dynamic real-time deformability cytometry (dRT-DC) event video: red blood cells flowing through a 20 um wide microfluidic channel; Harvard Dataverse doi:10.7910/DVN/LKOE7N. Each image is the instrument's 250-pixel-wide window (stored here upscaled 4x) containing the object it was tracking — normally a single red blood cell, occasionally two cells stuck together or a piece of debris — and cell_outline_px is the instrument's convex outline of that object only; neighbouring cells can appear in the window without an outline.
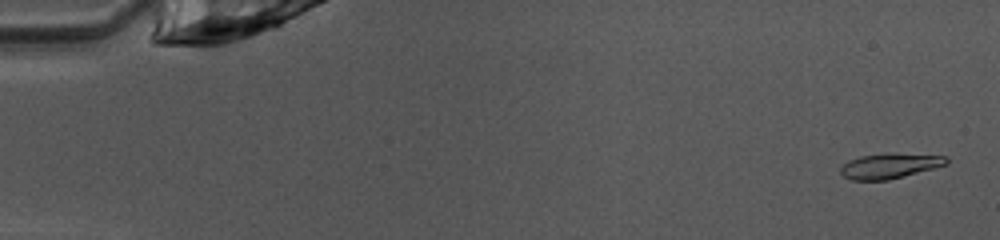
{"species": "common noctule bat (a hibernating species)", "species_latin": "Nyctalus noctula", "temperature_condition": "warm", "stored_images_in_passage": 51, "camera_frame_rate_fps": 3000, "um_per_image_px": 0.085, "animal": {"sex": "female", "body_mass_g": 10.0, "forearm_length_mm": 53.1}, "frame": {"image": 1, "passage_image": 2, "time_ms": 0.333, "image_size_px": [1000, 240], "cell_outline_px": [[948, 164], [904, 176], [888, 180], [852, 180], [844, 176], [840, 172], [840, 168], [848, 160], [860, 156], [948, 156]], "centroid_in_image_um": [75.57, 14.16], "position_along_channel_um": 9.4, "area_um2": 14.39}}
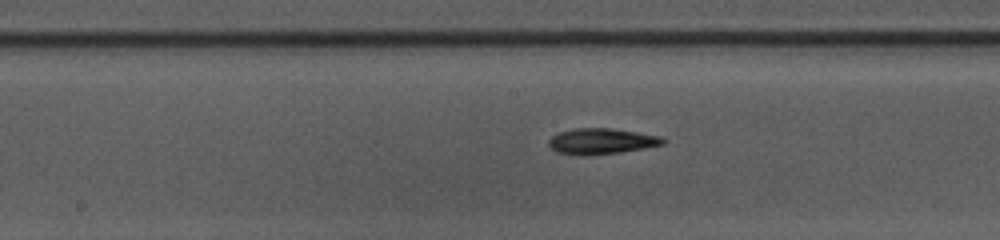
{"frame": {"image": 2, "passage_image": 26, "time_ms": 8.333, "image_size_px": [1000, 240], "cell_outline_px": [[668, 140], [664, 144], [644, 148], [620, 152], [584, 156], [576, 156], [556, 152], [548, 144], [548, 140], [552, 136], [560, 132], [572, 128], [612, 128], [664, 136]], "centroid_in_image_um": [51.14, 12.0], "position_along_channel_um": 197.1, "area_um2": 17.51}}
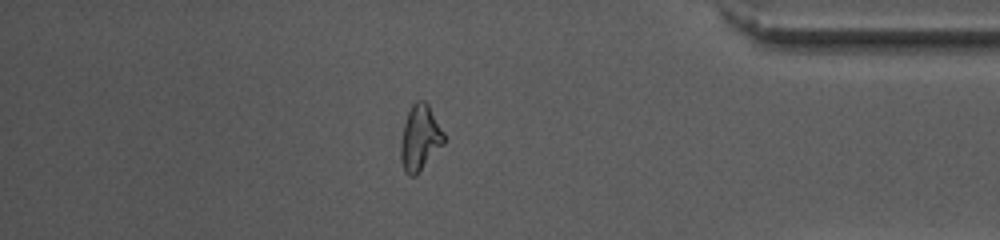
{"frame": {"image": 3, "passage_image": 43, "time_ms": 14.0, "image_size_px": [1000, 240], "cell_outline_px": [[444, 144], [416, 176], [408, 176], [404, 172], [400, 160], [400, 140], [404, 124], [408, 112], [412, 104], [416, 100], [424, 100], [428, 104], [444, 132]], "centroid_in_image_um": [35.68, 11.75], "position_along_channel_um": 399.5, "area_um2": 16.7}, "authors_computed_cell_mechanics": {"area_um2": 16.7042, "velocity_mm_per_s": 4.0405, "shape_relaxation_time_tau1_ms": 6.3751, "shape_relaxation_time_tau2_ms": 2.9808, "deformation_change_tau1": 0.1894, "deformation_change_tau2": 0.0973}}